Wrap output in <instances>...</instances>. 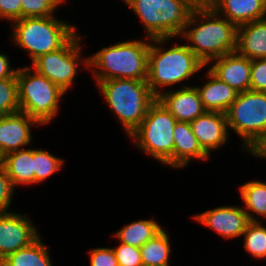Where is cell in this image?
<instances>
[{
	"mask_svg": "<svg viewBox=\"0 0 266 266\" xmlns=\"http://www.w3.org/2000/svg\"><path fill=\"white\" fill-rule=\"evenodd\" d=\"M64 160L42 149H34V184L47 180L63 168Z\"/></svg>",
	"mask_w": 266,
	"mask_h": 266,
	"instance_id": "27",
	"label": "cell"
},
{
	"mask_svg": "<svg viewBox=\"0 0 266 266\" xmlns=\"http://www.w3.org/2000/svg\"><path fill=\"white\" fill-rule=\"evenodd\" d=\"M163 229L164 228L153 219H142L125 225L120 230L114 232V236L120 243L140 248Z\"/></svg>",
	"mask_w": 266,
	"mask_h": 266,
	"instance_id": "23",
	"label": "cell"
},
{
	"mask_svg": "<svg viewBox=\"0 0 266 266\" xmlns=\"http://www.w3.org/2000/svg\"><path fill=\"white\" fill-rule=\"evenodd\" d=\"M90 266H119L114 250L109 247L93 248L89 251Z\"/></svg>",
	"mask_w": 266,
	"mask_h": 266,
	"instance_id": "33",
	"label": "cell"
},
{
	"mask_svg": "<svg viewBox=\"0 0 266 266\" xmlns=\"http://www.w3.org/2000/svg\"><path fill=\"white\" fill-rule=\"evenodd\" d=\"M180 36L206 66L236 51L237 27L211 6L194 7Z\"/></svg>",
	"mask_w": 266,
	"mask_h": 266,
	"instance_id": "1",
	"label": "cell"
},
{
	"mask_svg": "<svg viewBox=\"0 0 266 266\" xmlns=\"http://www.w3.org/2000/svg\"><path fill=\"white\" fill-rule=\"evenodd\" d=\"M22 18L20 0H0V19H8L11 23Z\"/></svg>",
	"mask_w": 266,
	"mask_h": 266,
	"instance_id": "34",
	"label": "cell"
},
{
	"mask_svg": "<svg viewBox=\"0 0 266 266\" xmlns=\"http://www.w3.org/2000/svg\"><path fill=\"white\" fill-rule=\"evenodd\" d=\"M13 23L16 45L28 52L31 62L40 55L62 48L76 33V27L53 16L21 18Z\"/></svg>",
	"mask_w": 266,
	"mask_h": 266,
	"instance_id": "5",
	"label": "cell"
},
{
	"mask_svg": "<svg viewBox=\"0 0 266 266\" xmlns=\"http://www.w3.org/2000/svg\"><path fill=\"white\" fill-rule=\"evenodd\" d=\"M97 86L128 137L140 126L147 110L157 100L147 81L111 79L98 81Z\"/></svg>",
	"mask_w": 266,
	"mask_h": 266,
	"instance_id": "4",
	"label": "cell"
},
{
	"mask_svg": "<svg viewBox=\"0 0 266 266\" xmlns=\"http://www.w3.org/2000/svg\"><path fill=\"white\" fill-rule=\"evenodd\" d=\"M193 218L225 239L241 237L250 222L245 210L235 205L216 207Z\"/></svg>",
	"mask_w": 266,
	"mask_h": 266,
	"instance_id": "12",
	"label": "cell"
},
{
	"mask_svg": "<svg viewBox=\"0 0 266 266\" xmlns=\"http://www.w3.org/2000/svg\"><path fill=\"white\" fill-rule=\"evenodd\" d=\"M194 7L211 6L214 0H188Z\"/></svg>",
	"mask_w": 266,
	"mask_h": 266,
	"instance_id": "37",
	"label": "cell"
},
{
	"mask_svg": "<svg viewBox=\"0 0 266 266\" xmlns=\"http://www.w3.org/2000/svg\"><path fill=\"white\" fill-rule=\"evenodd\" d=\"M236 52L246 58H266V18L237 27Z\"/></svg>",
	"mask_w": 266,
	"mask_h": 266,
	"instance_id": "19",
	"label": "cell"
},
{
	"mask_svg": "<svg viewBox=\"0 0 266 266\" xmlns=\"http://www.w3.org/2000/svg\"><path fill=\"white\" fill-rule=\"evenodd\" d=\"M177 120L156 100L140 126L129 136L138 149L164 165L173 167V130Z\"/></svg>",
	"mask_w": 266,
	"mask_h": 266,
	"instance_id": "8",
	"label": "cell"
},
{
	"mask_svg": "<svg viewBox=\"0 0 266 266\" xmlns=\"http://www.w3.org/2000/svg\"><path fill=\"white\" fill-rule=\"evenodd\" d=\"M211 7L236 27L266 18V0H214Z\"/></svg>",
	"mask_w": 266,
	"mask_h": 266,
	"instance_id": "17",
	"label": "cell"
},
{
	"mask_svg": "<svg viewBox=\"0 0 266 266\" xmlns=\"http://www.w3.org/2000/svg\"><path fill=\"white\" fill-rule=\"evenodd\" d=\"M14 189L12 181L6 174L4 167L0 164V213L9 212L15 192Z\"/></svg>",
	"mask_w": 266,
	"mask_h": 266,
	"instance_id": "32",
	"label": "cell"
},
{
	"mask_svg": "<svg viewBox=\"0 0 266 266\" xmlns=\"http://www.w3.org/2000/svg\"><path fill=\"white\" fill-rule=\"evenodd\" d=\"M226 116L228 128L241 138L243 150H248L266 131V92L238 93Z\"/></svg>",
	"mask_w": 266,
	"mask_h": 266,
	"instance_id": "9",
	"label": "cell"
},
{
	"mask_svg": "<svg viewBox=\"0 0 266 266\" xmlns=\"http://www.w3.org/2000/svg\"><path fill=\"white\" fill-rule=\"evenodd\" d=\"M150 41L146 38V42L142 39L117 42L91 55L89 69L96 82L123 78L147 81Z\"/></svg>",
	"mask_w": 266,
	"mask_h": 266,
	"instance_id": "3",
	"label": "cell"
},
{
	"mask_svg": "<svg viewBox=\"0 0 266 266\" xmlns=\"http://www.w3.org/2000/svg\"><path fill=\"white\" fill-rule=\"evenodd\" d=\"M209 71L238 93L250 90L251 60L232 52L212 60Z\"/></svg>",
	"mask_w": 266,
	"mask_h": 266,
	"instance_id": "15",
	"label": "cell"
},
{
	"mask_svg": "<svg viewBox=\"0 0 266 266\" xmlns=\"http://www.w3.org/2000/svg\"><path fill=\"white\" fill-rule=\"evenodd\" d=\"M48 249L39 236L27 247L9 254L0 266H53Z\"/></svg>",
	"mask_w": 266,
	"mask_h": 266,
	"instance_id": "22",
	"label": "cell"
},
{
	"mask_svg": "<svg viewBox=\"0 0 266 266\" xmlns=\"http://www.w3.org/2000/svg\"><path fill=\"white\" fill-rule=\"evenodd\" d=\"M66 0H20L22 18L53 16L56 8Z\"/></svg>",
	"mask_w": 266,
	"mask_h": 266,
	"instance_id": "29",
	"label": "cell"
},
{
	"mask_svg": "<svg viewBox=\"0 0 266 266\" xmlns=\"http://www.w3.org/2000/svg\"><path fill=\"white\" fill-rule=\"evenodd\" d=\"M190 126L200 146L209 156L211 151L222 147L229 140L227 116L224 113L206 111L192 120Z\"/></svg>",
	"mask_w": 266,
	"mask_h": 266,
	"instance_id": "16",
	"label": "cell"
},
{
	"mask_svg": "<svg viewBox=\"0 0 266 266\" xmlns=\"http://www.w3.org/2000/svg\"><path fill=\"white\" fill-rule=\"evenodd\" d=\"M169 40L156 38L150 41L147 84L156 97L162 93L161 87L182 83L206 66L186 44H175L165 50L164 43Z\"/></svg>",
	"mask_w": 266,
	"mask_h": 266,
	"instance_id": "2",
	"label": "cell"
},
{
	"mask_svg": "<svg viewBox=\"0 0 266 266\" xmlns=\"http://www.w3.org/2000/svg\"><path fill=\"white\" fill-rule=\"evenodd\" d=\"M166 230L140 247L143 266H170L171 244Z\"/></svg>",
	"mask_w": 266,
	"mask_h": 266,
	"instance_id": "25",
	"label": "cell"
},
{
	"mask_svg": "<svg viewBox=\"0 0 266 266\" xmlns=\"http://www.w3.org/2000/svg\"><path fill=\"white\" fill-rule=\"evenodd\" d=\"M29 219L27 215L11 211L0 213V262L40 236Z\"/></svg>",
	"mask_w": 266,
	"mask_h": 266,
	"instance_id": "11",
	"label": "cell"
},
{
	"mask_svg": "<svg viewBox=\"0 0 266 266\" xmlns=\"http://www.w3.org/2000/svg\"><path fill=\"white\" fill-rule=\"evenodd\" d=\"M33 125L39 124L20 111L0 117V159L11 152L24 149L31 143Z\"/></svg>",
	"mask_w": 266,
	"mask_h": 266,
	"instance_id": "13",
	"label": "cell"
},
{
	"mask_svg": "<svg viewBox=\"0 0 266 266\" xmlns=\"http://www.w3.org/2000/svg\"><path fill=\"white\" fill-rule=\"evenodd\" d=\"M6 54L0 53V80L10 77H17L16 73L18 69L10 66V59Z\"/></svg>",
	"mask_w": 266,
	"mask_h": 266,
	"instance_id": "36",
	"label": "cell"
},
{
	"mask_svg": "<svg viewBox=\"0 0 266 266\" xmlns=\"http://www.w3.org/2000/svg\"><path fill=\"white\" fill-rule=\"evenodd\" d=\"M16 76L20 112L28 114L39 126L49 124L58 115L65 92L30 65L18 68Z\"/></svg>",
	"mask_w": 266,
	"mask_h": 266,
	"instance_id": "7",
	"label": "cell"
},
{
	"mask_svg": "<svg viewBox=\"0 0 266 266\" xmlns=\"http://www.w3.org/2000/svg\"><path fill=\"white\" fill-rule=\"evenodd\" d=\"M239 189L245 206L242 208L247 213L249 220L260 221L258 216L266 219V183L253 180L242 184ZM253 213H255L254 216Z\"/></svg>",
	"mask_w": 266,
	"mask_h": 266,
	"instance_id": "24",
	"label": "cell"
},
{
	"mask_svg": "<svg viewBox=\"0 0 266 266\" xmlns=\"http://www.w3.org/2000/svg\"><path fill=\"white\" fill-rule=\"evenodd\" d=\"M261 221H250L243 233L244 249L255 259L266 258V227Z\"/></svg>",
	"mask_w": 266,
	"mask_h": 266,
	"instance_id": "26",
	"label": "cell"
},
{
	"mask_svg": "<svg viewBox=\"0 0 266 266\" xmlns=\"http://www.w3.org/2000/svg\"><path fill=\"white\" fill-rule=\"evenodd\" d=\"M207 79L208 81L203 86L196 87L205 110L226 114L236 100L238 92L219 80L209 70H207Z\"/></svg>",
	"mask_w": 266,
	"mask_h": 266,
	"instance_id": "20",
	"label": "cell"
},
{
	"mask_svg": "<svg viewBox=\"0 0 266 266\" xmlns=\"http://www.w3.org/2000/svg\"><path fill=\"white\" fill-rule=\"evenodd\" d=\"M20 111L17 77L0 80V117Z\"/></svg>",
	"mask_w": 266,
	"mask_h": 266,
	"instance_id": "28",
	"label": "cell"
},
{
	"mask_svg": "<svg viewBox=\"0 0 266 266\" xmlns=\"http://www.w3.org/2000/svg\"><path fill=\"white\" fill-rule=\"evenodd\" d=\"M0 164L15 188L17 185H33L34 149L27 148L11 152L1 158Z\"/></svg>",
	"mask_w": 266,
	"mask_h": 266,
	"instance_id": "21",
	"label": "cell"
},
{
	"mask_svg": "<svg viewBox=\"0 0 266 266\" xmlns=\"http://www.w3.org/2000/svg\"><path fill=\"white\" fill-rule=\"evenodd\" d=\"M112 249L119 266H143L140 248L120 243Z\"/></svg>",
	"mask_w": 266,
	"mask_h": 266,
	"instance_id": "30",
	"label": "cell"
},
{
	"mask_svg": "<svg viewBox=\"0 0 266 266\" xmlns=\"http://www.w3.org/2000/svg\"><path fill=\"white\" fill-rule=\"evenodd\" d=\"M250 90L266 92V58L251 60Z\"/></svg>",
	"mask_w": 266,
	"mask_h": 266,
	"instance_id": "31",
	"label": "cell"
},
{
	"mask_svg": "<svg viewBox=\"0 0 266 266\" xmlns=\"http://www.w3.org/2000/svg\"><path fill=\"white\" fill-rule=\"evenodd\" d=\"M247 152L260 159H266V131L253 143Z\"/></svg>",
	"mask_w": 266,
	"mask_h": 266,
	"instance_id": "35",
	"label": "cell"
},
{
	"mask_svg": "<svg viewBox=\"0 0 266 266\" xmlns=\"http://www.w3.org/2000/svg\"><path fill=\"white\" fill-rule=\"evenodd\" d=\"M144 26L150 39L182 34L194 6L188 0H123Z\"/></svg>",
	"mask_w": 266,
	"mask_h": 266,
	"instance_id": "6",
	"label": "cell"
},
{
	"mask_svg": "<svg viewBox=\"0 0 266 266\" xmlns=\"http://www.w3.org/2000/svg\"><path fill=\"white\" fill-rule=\"evenodd\" d=\"M81 40L76 33L62 48L40 55L32 62V68L66 93L73 86L80 64L89 69V57H82Z\"/></svg>",
	"mask_w": 266,
	"mask_h": 266,
	"instance_id": "10",
	"label": "cell"
},
{
	"mask_svg": "<svg viewBox=\"0 0 266 266\" xmlns=\"http://www.w3.org/2000/svg\"><path fill=\"white\" fill-rule=\"evenodd\" d=\"M173 168L188 166L190 161L208 160L209 156L200 146L189 122L177 121L173 130Z\"/></svg>",
	"mask_w": 266,
	"mask_h": 266,
	"instance_id": "18",
	"label": "cell"
},
{
	"mask_svg": "<svg viewBox=\"0 0 266 266\" xmlns=\"http://www.w3.org/2000/svg\"><path fill=\"white\" fill-rule=\"evenodd\" d=\"M162 92L157 100L179 122H191L206 112L196 86H183L181 89Z\"/></svg>",
	"mask_w": 266,
	"mask_h": 266,
	"instance_id": "14",
	"label": "cell"
}]
</instances>
